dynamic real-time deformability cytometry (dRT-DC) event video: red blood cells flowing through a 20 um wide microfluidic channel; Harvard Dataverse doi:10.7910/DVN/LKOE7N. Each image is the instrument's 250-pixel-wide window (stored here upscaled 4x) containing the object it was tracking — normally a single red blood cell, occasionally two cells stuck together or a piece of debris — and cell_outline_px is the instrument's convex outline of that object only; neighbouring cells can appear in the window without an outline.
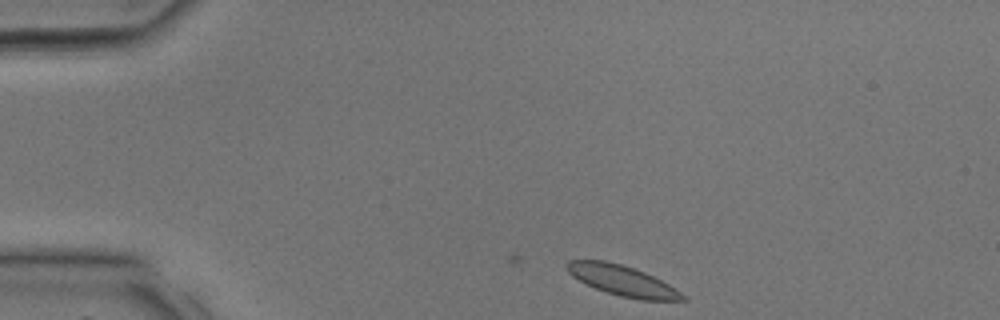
{"species": "common noctule bat (a hibernating species)", "species_latin": "Nyctalus noctula", "temperature_condition": "room temperature", "stored_images_in_passage": 29, "camera_frame_rate_fps": 3000, "um_per_image_px": 0.085, "animal": {"sex": "male", "body_mass_g": 17.9, "forearm_length_mm": 54.2}, "frame": {"image": 1, "passage_image": 1, "time_ms": 0.0, "image_size_px": [1000, 320], "cell_outline_px": [[688, 300], [640, 300], [620, 296], [596, 288], [572, 276], [564, 268], [564, 264], [568, 260], [604, 260], [620, 264], [644, 272], [668, 284], [688, 296]], "centroid_in_image_um": [52.9, 23.85], "position_along_channel_um": 32.1, "area_um2": 20.29}}
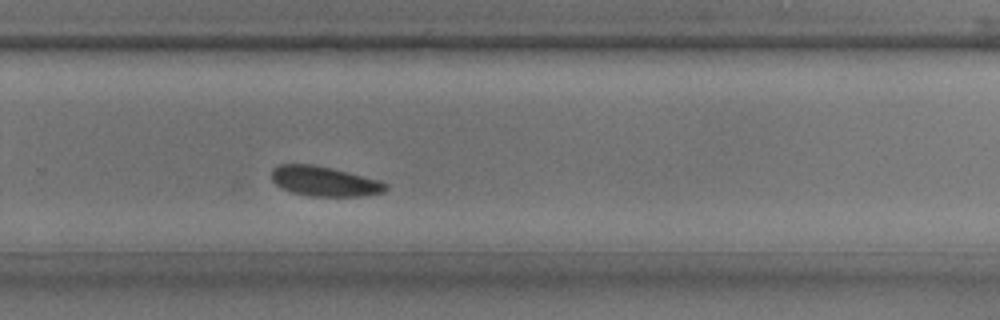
{"frame": {"image": 2, "passage_image": 18, "time_ms": 5.667, "image_size_px": [1000, 320], "cell_outline_px": [[388, 188], [384, 192], [364, 196], [308, 196], [292, 192], [280, 188], [272, 180], [272, 168], [280, 164], [312, 164], [332, 168], [380, 180], [388, 184]], "centroid_in_image_um": [27.58, 15.41], "position_along_channel_um": 302.2, "area_um2": 20.0}}
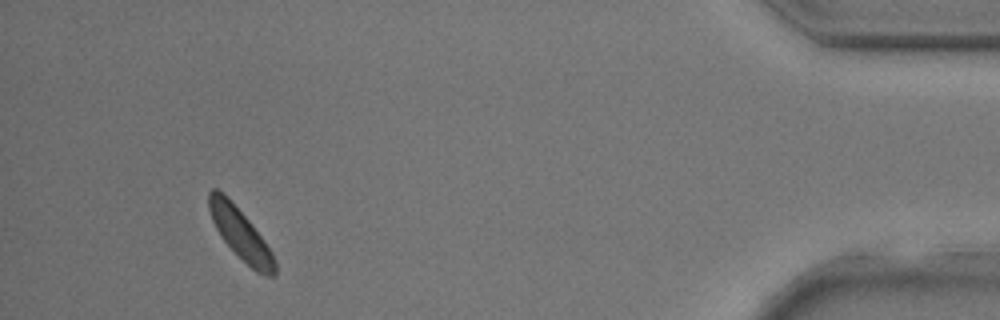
{"frame": {"image": 3, "passage_image": 27, "time_ms": 8.667, "image_size_px": [1000, 320], "cell_outline_px": [[276, 276], [264, 276], [256, 272], [220, 236], [212, 220], [208, 208], [208, 192], [212, 188], [216, 188], [248, 220], [272, 252], [276, 264]], "centroid_in_image_um": [20.45, 19.92], "position_along_channel_um": 414.8, "area_um2": 18.73}}